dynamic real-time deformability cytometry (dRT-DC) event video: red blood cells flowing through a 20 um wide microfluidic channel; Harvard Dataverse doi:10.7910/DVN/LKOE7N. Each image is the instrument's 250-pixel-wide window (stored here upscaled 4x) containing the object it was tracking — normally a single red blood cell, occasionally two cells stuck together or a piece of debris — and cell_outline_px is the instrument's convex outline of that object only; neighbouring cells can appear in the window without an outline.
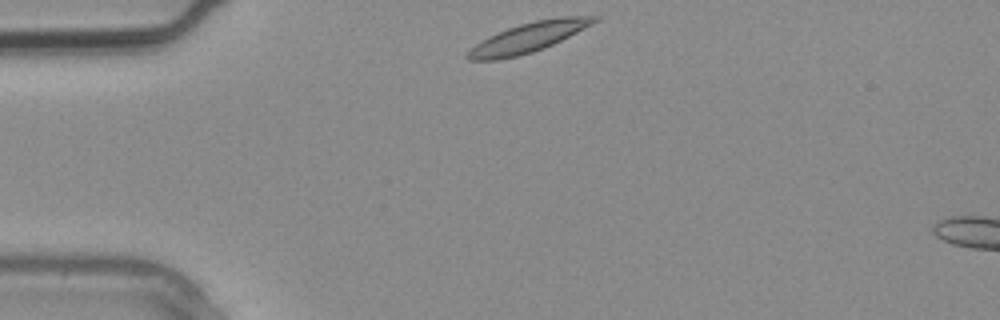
{"species": "common noctule bat (a hibernating species)", "species_latin": "Nyctalus noctula", "temperature_condition": "warm", "stored_images_in_passage": 2, "camera_frame_rate_fps": 3000, "um_per_image_px": 0.085, "animal": {"sex": "male", "body_mass_g": 20.4}, "frame": {"image": 1, "passage_image": 1, "time_ms": 0.0, "image_size_px": [1000, 320], "cell_outline_px": [[600, 20], [544, 48], [532, 52], [516, 56], [496, 60], [468, 60], [464, 56], [476, 44], [488, 36], [508, 28], [520, 24], [536, 20], [560, 16], [600, 16]], "centroid_in_image_um": [44.91, 3.17], "position_along_channel_um": 40.1, "area_um2": 21.56}}